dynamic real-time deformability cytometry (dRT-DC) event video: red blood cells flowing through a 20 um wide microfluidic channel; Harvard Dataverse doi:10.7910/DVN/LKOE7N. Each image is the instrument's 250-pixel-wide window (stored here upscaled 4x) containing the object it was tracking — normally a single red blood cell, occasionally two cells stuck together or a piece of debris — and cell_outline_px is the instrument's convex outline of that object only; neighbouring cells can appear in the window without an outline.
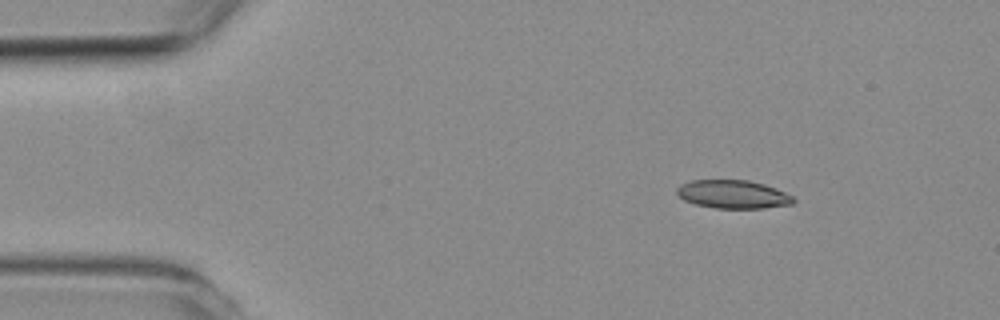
{"species": "common noctule bat (a hibernating species)", "species_latin": "Nyctalus noctula", "temperature_condition": "room temperature", "stored_images_in_passage": 4, "camera_frame_rate_fps": 3000, "um_per_image_px": 0.085, "animal": {"sex": "female", "body_mass_g": 19.3, "forearm_length_mm": 54.1}, "frame": {"image": 1, "passage_image": 1, "time_ms": 0.0, "image_size_px": [1000, 320], "cell_outline_px": [[796, 200], [792, 204], [764, 208], [716, 208], [696, 204], [684, 200], [676, 192], [676, 188], [680, 184], [692, 180], [748, 180], [764, 184], [776, 188], [792, 196]], "centroid_in_image_um": [62.3, 16.51], "position_along_channel_um": 22.7, "area_um2": 19.19}}
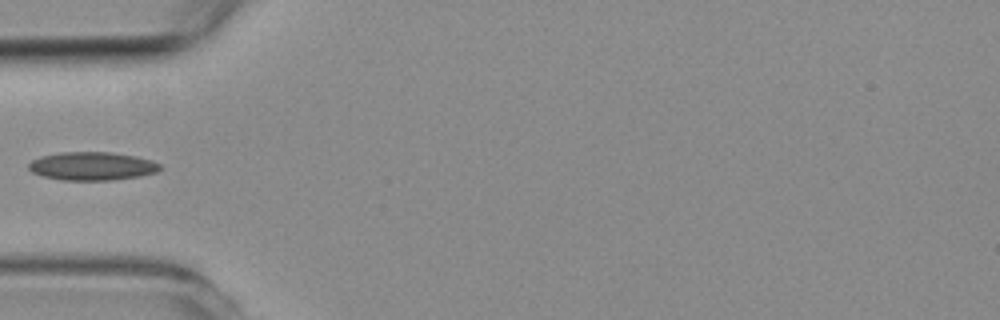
{"frame": {"image": 2, "passage_image": 4, "time_ms": 3.333, "image_size_px": [1000, 320], "cell_outline_px": [[160, 168], [156, 172], [140, 176], [108, 180], [64, 180], [44, 176], [32, 172], [28, 168], [28, 164], [32, 160], [40, 156], [60, 152], [112, 152], [136, 156], [152, 160], [160, 164]], "centroid_in_image_um": [7.82, 14.11], "position_along_channel_um": 77.2, "area_um2": 21.62}}